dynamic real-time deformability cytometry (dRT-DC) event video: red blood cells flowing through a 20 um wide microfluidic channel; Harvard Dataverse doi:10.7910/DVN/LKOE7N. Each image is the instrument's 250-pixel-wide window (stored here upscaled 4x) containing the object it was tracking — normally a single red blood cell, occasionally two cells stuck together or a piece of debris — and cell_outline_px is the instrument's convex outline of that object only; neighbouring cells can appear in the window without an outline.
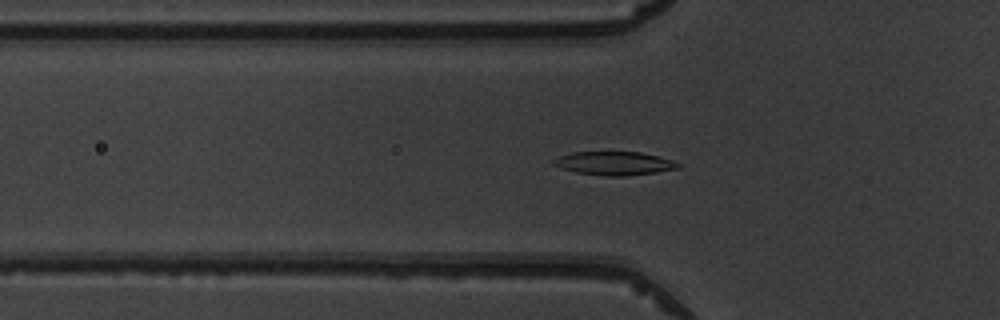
{"species": "common noctule bat (a hibernating species)", "species_latin": "Nyctalus noctula", "temperature_condition": "warm", "stored_images_in_passage": 42, "camera_frame_rate_fps": 3000, "um_per_image_px": 0.085, "animal": {"sex": "male", "body_mass_g": 19.5, "forearm_length_mm": 54.6}, "frame": {"image": 1, "passage_image": 8, "time_ms": 2.333, "image_size_px": [1000, 320], "cell_outline_px": [[680, 168], [656, 172], [624, 176], [604, 176], [576, 172], [560, 168], [552, 164], [552, 160], [560, 156], [572, 152], [640, 152], [672, 160], [680, 164]], "centroid_in_image_um": [52.19, 13.88], "position_along_channel_um": 73.6, "area_um2": 16.99}}
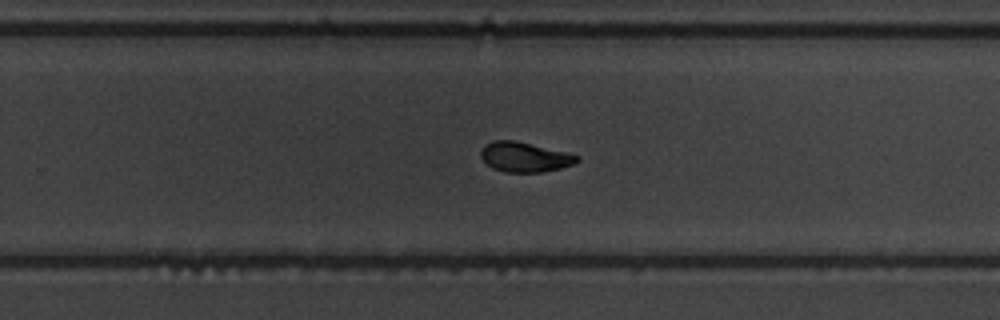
{"frame": {"image": 2, "passage_image": 24, "time_ms": 7.667, "image_size_px": [1000, 320], "cell_outline_px": [[580, 160], [572, 164], [560, 168], [544, 172], [504, 172], [492, 168], [480, 156], [480, 148], [484, 144], [492, 140], [516, 140], [580, 156]], "centroid_in_image_um": [44.55, 13.34], "position_along_channel_um": 285.3, "area_um2": 16.76}}
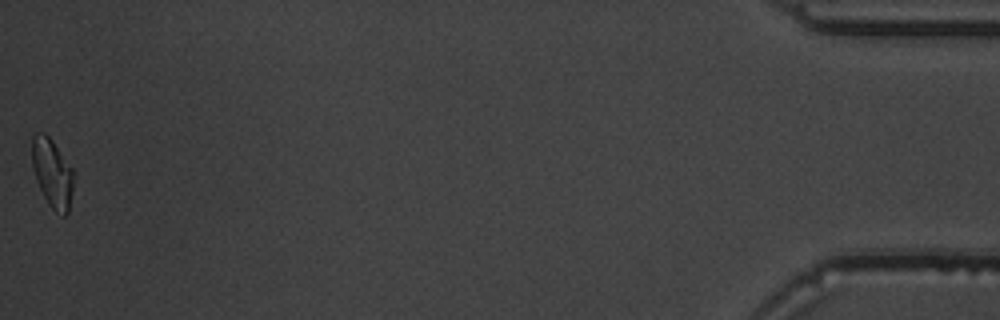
{"frame": {"image": 3, "passage_image": 42, "time_ms": 13.667, "image_size_px": [1000, 320], "cell_outline_px": [[76, 176], [68, 212], [64, 216], [56, 212], [48, 204], [36, 180], [32, 168], [32, 136], [36, 132], [44, 132], [52, 140], [72, 168]], "centroid_in_image_um": [4.46, 14.71], "position_along_channel_um": 430.7, "area_um2": 16.88}, "authors_computed_cell_mechanics": {"area_um2": 16.7909, "velocity_mm_per_s": 3.969, "shape_relaxation_time_tau1_ms": 4.6187, "shape_relaxation_time_tau2_ms": 2.6891, "deformation_change_tau1": 0.1928, "deformation_change_tau2": 0.0761}}